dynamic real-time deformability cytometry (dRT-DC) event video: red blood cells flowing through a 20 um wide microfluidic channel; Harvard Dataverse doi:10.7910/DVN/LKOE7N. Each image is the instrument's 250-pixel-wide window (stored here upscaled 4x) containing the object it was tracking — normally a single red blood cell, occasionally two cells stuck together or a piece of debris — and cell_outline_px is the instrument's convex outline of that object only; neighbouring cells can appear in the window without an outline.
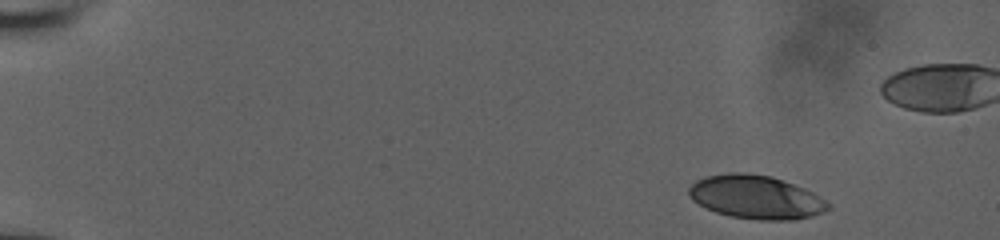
{"species": "human", "species_latin": "Homo sapiens", "temperature_condition": "room temperature", "stored_images_in_passage": 7, "camera_frame_rate_fps": 3000, "um_per_image_px": 0.085, "donor": {"sex": "male"}, "frame": {"image": 1, "passage_image": 1, "time_ms": 0.0, "image_size_px": [1000, 240], "cell_outline_px": [[832, 208], [824, 212], [812, 216], [796, 220], [756, 220], [732, 216], [716, 212], [692, 200], [688, 196], [688, 188], [696, 180], [704, 176], [728, 172], [748, 172], [772, 176], [784, 180], [804, 188], [812, 192], [832, 204]], "centroid_in_image_um": [64.28, 16.74], "position_along_channel_um": 20.7, "area_um2": 35.72}}
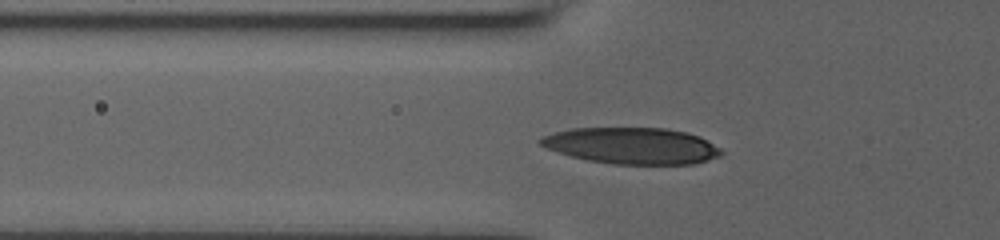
{"frame": {"image": 2, "passage_image": 7, "time_ms": 5.0, "image_size_px": [1000, 240], "cell_outline_px": [[724, 152], [720, 156], [696, 164], [612, 164], [588, 160], [572, 156], [544, 148], [536, 140], [540, 136], [572, 128], [664, 128], [688, 132], [700, 136], [708, 140], [720, 148]], "centroid_in_image_um": [53.72, 12.39], "position_along_channel_um": 72.1, "area_um2": 38.61}}